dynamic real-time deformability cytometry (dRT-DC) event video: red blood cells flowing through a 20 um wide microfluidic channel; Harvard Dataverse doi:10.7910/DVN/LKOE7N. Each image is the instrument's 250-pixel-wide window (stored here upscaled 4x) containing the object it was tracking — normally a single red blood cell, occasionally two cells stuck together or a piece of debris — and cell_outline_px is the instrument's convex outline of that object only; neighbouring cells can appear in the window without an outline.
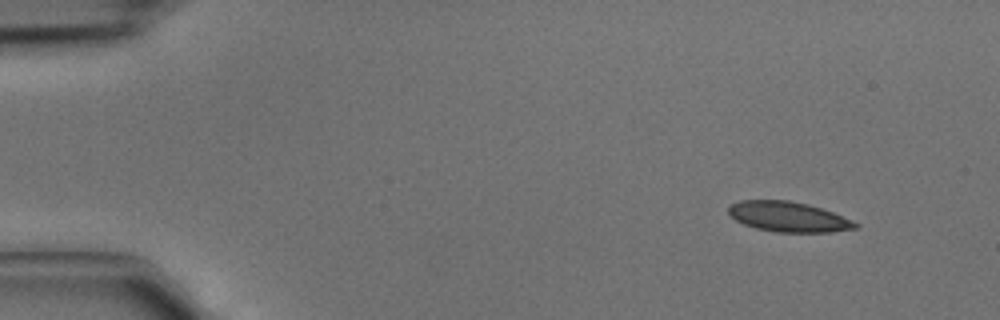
{"species": "common noctule bat (a hibernating species)", "species_latin": "Nyctalus noctula", "temperature_condition": "cold", "stored_images_in_passage": 4, "camera_frame_rate_fps": 3000, "um_per_image_px": 0.085, "animal": {"sex": "male", "body_mass_g": 15.6}, "frame": {"image": 1, "passage_image": 2, "time_ms": 0.333, "image_size_px": [1000, 320], "cell_outline_px": [[860, 228], [832, 232], [776, 232], [756, 228], [744, 224], [736, 220], [728, 212], [728, 208], [732, 204], [740, 200], [788, 200], [808, 204], [832, 212], [852, 220], [860, 224]], "centroid_in_image_um": [67.05, 18.43], "position_along_channel_um": 18.0, "area_um2": 22.25}}
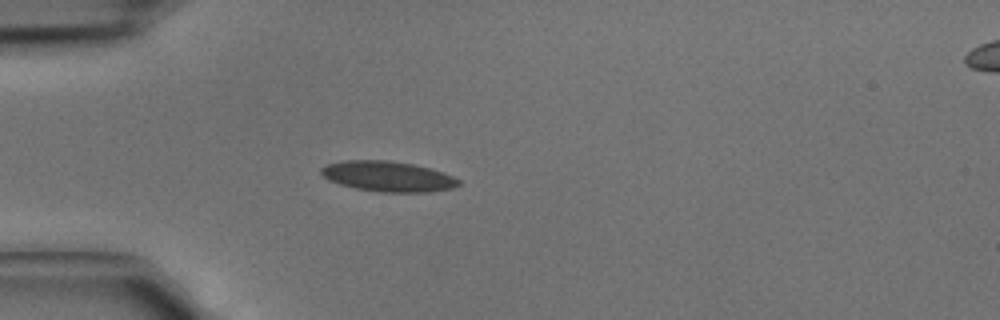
{"frame": {"image": 2, "passage_image": 4, "time_ms": 1.0, "image_size_px": [1000, 320], "cell_outline_px": [[460, 184], [452, 188], [428, 192], [380, 192], [356, 188], [340, 184], [328, 180], [320, 172], [320, 168], [328, 164], [344, 160], [392, 160], [432, 168], [444, 172], [460, 180]], "centroid_in_image_um": [32.98, 14.98], "position_along_channel_um": 52.0, "area_um2": 24.39}}